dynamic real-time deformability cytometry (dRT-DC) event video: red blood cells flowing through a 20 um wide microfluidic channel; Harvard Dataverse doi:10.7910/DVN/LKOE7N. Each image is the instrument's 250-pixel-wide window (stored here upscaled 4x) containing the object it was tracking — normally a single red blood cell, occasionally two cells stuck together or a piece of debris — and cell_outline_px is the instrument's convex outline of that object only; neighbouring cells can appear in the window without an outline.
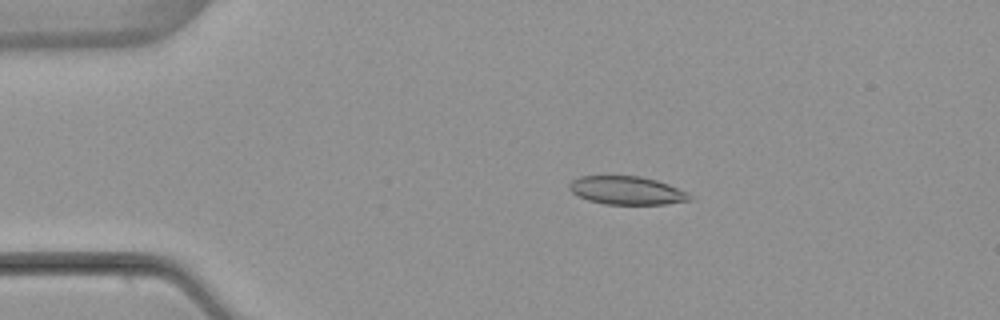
{"species": "common noctule bat (a hibernating species)", "species_latin": "Nyctalus noctula", "temperature_condition": "warm", "stored_images_in_passage": 4, "camera_frame_rate_fps": 3000, "um_per_image_px": 0.085, "animal": {"sex": "female", "body_mass_g": 22.7, "forearm_length_mm": 54.2}, "frame": {"image": 1, "passage_image": 3, "time_ms": 2.333, "image_size_px": [1000, 320], "cell_outline_px": [[692, 200], [664, 204], [604, 204], [588, 200], [572, 192], [568, 188], [568, 184], [572, 180], [580, 176], [640, 176], [656, 180], [668, 184], [688, 192], [692, 196]], "centroid_in_image_um": [53.28, 16.19], "position_along_channel_um": 31.7, "area_um2": 19.83}}